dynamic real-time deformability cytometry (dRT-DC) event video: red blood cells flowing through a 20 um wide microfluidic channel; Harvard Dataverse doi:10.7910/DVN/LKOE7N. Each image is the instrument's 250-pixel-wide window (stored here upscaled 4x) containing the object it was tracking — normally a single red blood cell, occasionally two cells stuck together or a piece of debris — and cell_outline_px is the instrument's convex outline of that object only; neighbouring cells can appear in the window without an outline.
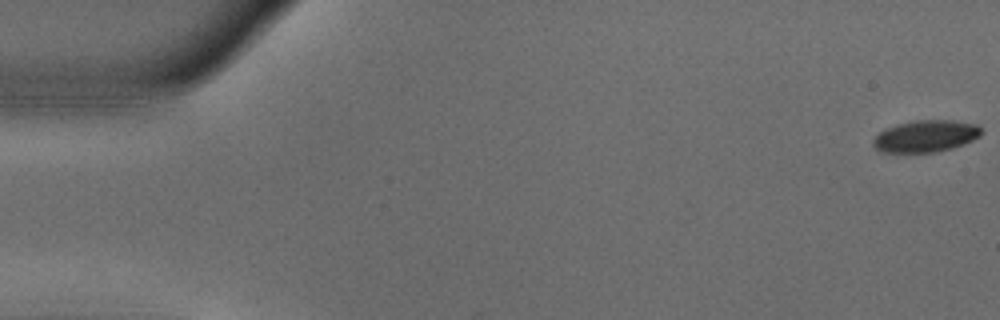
{"species": "common noctule bat (a hibernating species)", "species_latin": "Nyctalus noctula", "temperature_condition": "warm", "stored_images_in_passage": 48, "camera_frame_rate_fps": 3000, "um_per_image_px": 0.085, "animal": {"sex": "male", "body_mass_g": 18.8}, "frame": {"image": 1, "passage_image": 1, "time_ms": 0.0, "image_size_px": [1000, 320], "cell_outline_px": [[980, 136], [964, 144], [952, 148], [936, 152], [880, 152], [872, 144], [872, 140], [884, 128], [896, 124], [912, 120], [952, 120], [976, 124], [980, 128]], "centroid_in_image_um": [78.65, 11.56], "position_along_channel_um": 6.4, "area_um2": 20.11}}
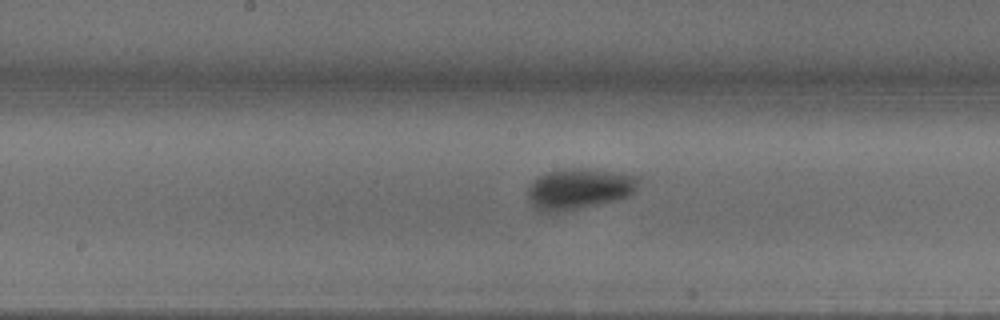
{"frame": {"image": 2, "passage_image": 28, "time_ms": 9.0, "image_size_px": [1000, 320], "cell_outline_px": [[640, 176], [636, 188], [628, 196], [616, 200], [560, 212], [540, 212], [528, 200], [528, 188], [540, 176], [548, 172], [560, 168], [584, 168]], "centroid_in_image_um": [49.2, 16.05], "position_along_channel_um": 199.0, "area_um2": 26.07}}
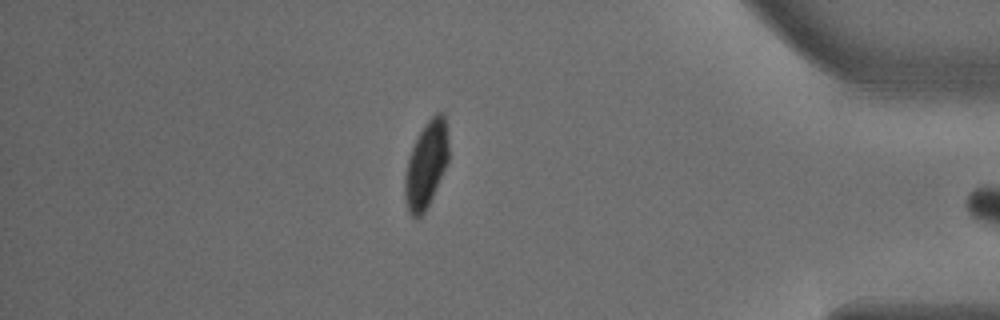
{"frame": {"image": 3, "passage_image": 47, "time_ms": 15.333, "image_size_px": [1000, 320], "cell_outline_px": [[448, 160], [432, 196], [424, 212], [420, 216], [412, 216], [408, 212], [404, 200], [404, 176], [408, 160], [412, 148], [424, 124], [436, 112], [444, 112], [448, 140]], "centroid_in_image_um": [36.21, 13.98], "position_along_channel_um": 399.0, "area_um2": 21.73}}